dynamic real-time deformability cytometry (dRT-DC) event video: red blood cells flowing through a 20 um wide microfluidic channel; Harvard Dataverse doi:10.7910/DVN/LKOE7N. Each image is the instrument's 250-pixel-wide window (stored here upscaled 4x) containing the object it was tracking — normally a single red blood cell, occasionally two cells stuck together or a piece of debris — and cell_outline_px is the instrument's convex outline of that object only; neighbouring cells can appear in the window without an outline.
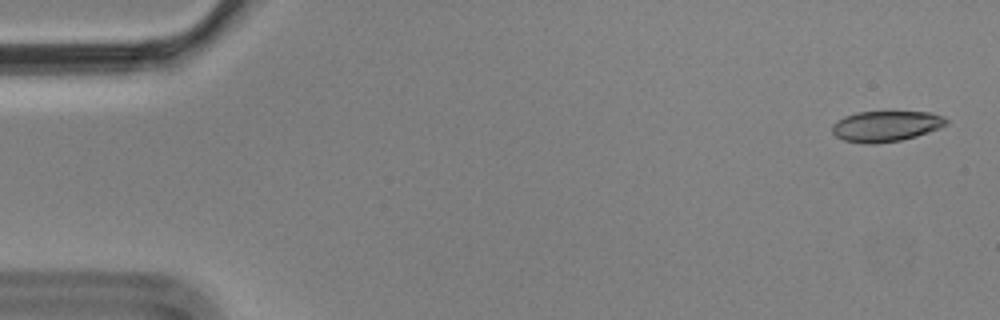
{"species": "Egyptian fruit bat (a non-hibernating species)", "species_latin": "Rousettus aegyptiacus", "temperature_condition": "cold", "stored_images_in_passage": 4, "camera_frame_rate_fps": 3000, "um_per_image_px": 0.085, "animal": {"sex": "male"}, "frame": {"image": 1, "passage_image": 1, "time_ms": 0.0, "image_size_px": [1000, 320], "cell_outline_px": [[948, 124], [940, 128], [916, 136], [900, 140], [876, 144], [864, 144], [844, 140], [836, 136], [832, 132], [832, 124], [836, 120], [844, 116], [856, 112], [932, 112], [944, 116], [948, 120]], "centroid_in_image_um": [75.3, 10.72], "position_along_channel_um": 9.7, "area_um2": 20.58}}
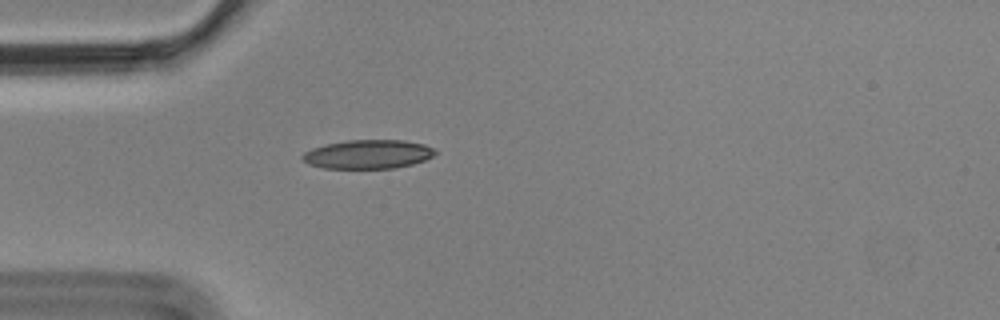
{"frame": {"image": 2, "passage_image": 4, "time_ms": 1.0, "image_size_px": [1000, 320], "cell_outline_px": [[440, 152], [424, 160], [412, 164], [396, 168], [324, 168], [308, 164], [300, 160], [300, 156], [304, 152], [312, 148], [328, 144], [348, 140], [404, 140], [424, 144]], "centroid_in_image_um": [31.27, 13.11], "position_along_channel_um": 53.7, "area_um2": 22.43}}